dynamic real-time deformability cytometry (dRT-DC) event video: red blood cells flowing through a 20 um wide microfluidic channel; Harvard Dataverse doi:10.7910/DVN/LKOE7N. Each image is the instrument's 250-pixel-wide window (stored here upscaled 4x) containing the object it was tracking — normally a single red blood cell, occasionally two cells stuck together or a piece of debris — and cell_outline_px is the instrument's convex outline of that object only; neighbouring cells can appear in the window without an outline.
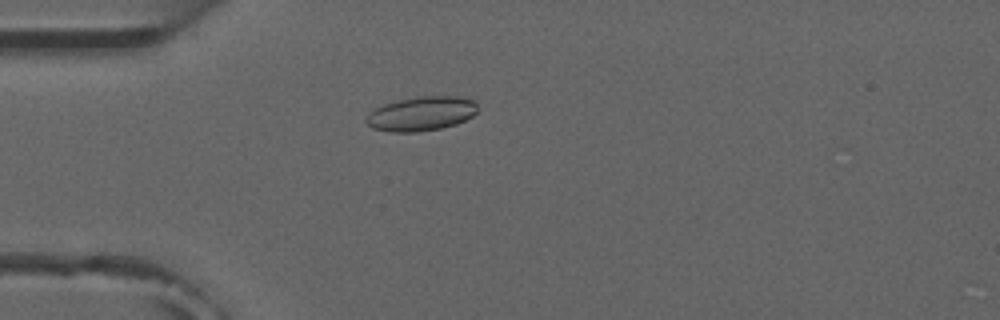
{"species": "common noctule bat (a hibernating species)", "species_latin": "Nyctalus noctula", "temperature_condition": "room temperature", "stored_images_in_passage": 2, "camera_frame_rate_fps": 3000, "um_per_image_px": 0.085, "animal": {"sex": "male", "forearm_length_mm": 52.5}, "frame": {"image": 1, "passage_image": 2, "time_ms": 1.0, "image_size_px": [1000, 320], "cell_outline_px": [[476, 112], [472, 116], [456, 124], [440, 128], [416, 132], [392, 132], [372, 128], [364, 120], [368, 112], [384, 104], [400, 100], [420, 96], [456, 96], [476, 100]], "centroid_in_image_um": [35.8, 9.66], "position_along_channel_um": 49.2, "area_um2": 22.2}}